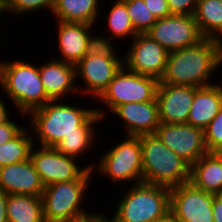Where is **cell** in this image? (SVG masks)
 I'll return each instance as SVG.
<instances>
[{
	"label": "cell",
	"instance_id": "8fae6325",
	"mask_svg": "<svg viewBox=\"0 0 222 222\" xmlns=\"http://www.w3.org/2000/svg\"><path fill=\"white\" fill-rule=\"evenodd\" d=\"M215 196L191 182L181 184L170 189V212L177 222H214L212 203Z\"/></svg>",
	"mask_w": 222,
	"mask_h": 222
},
{
	"label": "cell",
	"instance_id": "d4e9b609",
	"mask_svg": "<svg viewBox=\"0 0 222 222\" xmlns=\"http://www.w3.org/2000/svg\"><path fill=\"white\" fill-rule=\"evenodd\" d=\"M26 129L23 128L13 139L0 145V167L30 159L32 148L36 143Z\"/></svg>",
	"mask_w": 222,
	"mask_h": 222
},
{
	"label": "cell",
	"instance_id": "e575fe53",
	"mask_svg": "<svg viewBox=\"0 0 222 222\" xmlns=\"http://www.w3.org/2000/svg\"><path fill=\"white\" fill-rule=\"evenodd\" d=\"M212 216L214 222H222V194L216 195L213 200Z\"/></svg>",
	"mask_w": 222,
	"mask_h": 222
},
{
	"label": "cell",
	"instance_id": "83f0119b",
	"mask_svg": "<svg viewBox=\"0 0 222 222\" xmlns=\"http://www.w3.org/2000/svg\"><path fill=\"white\" fill-rule=\"evenodd\" d=\"M126 9L134 29L138 33H146L157 18L149 11L144 0H126Z\"/></svg>",
	"mask_w": 222,
	"mask_h": 222
},
{
	"label": "cell",
	"instance_id": "5b68a950",
	"mask_svg": "<svg viewBox=\"0 0 222 222\" xmlns=\"http://www.w3.org/2000/svg\"><path fill=\"white\" fill-rule=\"evenodd\" d=\"M128 188L122 190L112 222H152L170 212V188L143 182Z\"/></svg>",
	"mask_w": 222,
	"mask_h": 222
},
{
	"label": "cell",
	"instance_id": "f1b7e54d",
	"mask_svg": "<svg viewBox=\"0 0 222 222\" xmlns=\"http://www.w3.org/2000/svg\"><path fill=\"white\" fill-rule=\"evenodd\" d=\"M55 4L56 0H5V12L19 16L46 8L52 13Z\"/></svg>",
	"mask_w": 222,
	"mask_h": 222
},
{
	"label": "cell",
	"instance_id": "8d00e7d4",
	"mask_svg": "<svg viewBox=\"0 0 222 222\" xmlns=\"http://www.w3.org/2000/svg\"><path fill=\"white\" fill-rule=\"evenodd\" d=\"M7 105H5L4 100L2 101V98L0 99V125L6 123L10 118H9V111L10 109H7Z\"/></svg>",
	"mask_w": 222,
	"mask_h": 222
},
{
	"label": "cell",
	"instance_id": "ffe728a7",
	"mask_svg": "<svg viewBox=\"0 0 222 222\" xmlns=\"http://www.w3.org/2000/svg\"><path fill=\"white\" fill-rule=\"evenodd\" d=\"M222 106V85L217 82L204 87H194V100L187 124L205 129Z\"/></svg>",
	"mask_w": 222,
	"mask_h": 222
},
{
	"label": "cell",
	"instance_id": "7402d4cb",
	"mask_svg": "<svg viewBox=\"0 0 222 222\" xmlns=\"http://www.w3.org/2000/svg\"><path fill=\"white\" fill-rule=\"evenodd\" d=\"M99 0H56L53 16L57 21L96 23L99 14Z\"/></svg>",
	"mask_w": 222,
	"mask_h": 222
},
{
	"label": "cell",
	"instance_id": "74e56055",
	"mask_svg": "<svg viewBox=\"0 0 222 222\" xmlns=\"http://www.w3.org/2000/svg\"><path fill=\"white\" fill-rule=\"evenodd\" d=\"M80 222H108V217H105V215L100 213H96L93 217Z\"/></svg>",
	"mask_w": 222,
	"mask_h": 222
},
{
	"label": "cell",
	"instance_id": "d6a6232c",
	"mask_svg": "<svg viewBox=\"0 0 222 222\" xmlns=\"http://www.w3.org/2000/svg\"><path fill=\"white\" fill-rule=\"evenodd\" d=\"M144 2L157 19L172 15L167 0H144Z\"/></svg>",
	"mask_w": 222,
	"mask_h": 222
},
{
	"label": "cell",
	"instance_id": "ba28073f",
	"mask_svg": "<svg viewBox=\"0 0 222 222\" xmlns=\"http://www.w3.org/2000/svg\"><path fill=\"white\" fill-rule=\"evenodd\" d=\"M121 143L103 154L98 162V174L118 182H143V162L140 136H126Z\"/></svg>",
	"mask_w": 222,
	"mask_h": 222
},
{
	"label": "cell",
	"instance_id": "4fadbf2b",
	"mask_svg": "<svg viewBox=\"0 0 222 222\" xmlns=\"http://www.w3.org/2000/svg\"><path fill=\"white\" fill-rule=\"evenodd\" d=\"M131 40V46L128 45L130 48L124 56V65L135 73L160 81L169 52L146 33H138Z\"/></svg>",
	"mask_w": 222,
	"mask_h": 222
},
{
	"label": "cell",
	"instance_id": "d6986e66",
	"mask_svg": "<svg viewBox=\"0 0 222 222\" xmlns=\"http://www.w3.org/2000/svg\"><path fill=\"white\" fill-rule=\"evenodd\" d=\"M57 38L61 58L57 59L76 65L87 51V42L93 25L75 22H57Z\"/></svg>",
	"mask_w": 222,
	"mask_h": 222
},
{
	"label": "cell",
	"instance_id": "6da1fadb",
	"mask_svg": "<svg viewBox=\"0 0 222 222\" xmlns=\"http://www.w3.org/2000/svg\"><path fill=\"white\" fill-rule=\"evenodd\" d=\"M63 101L51 100L27 115L31 119L29 124H32L28 130H32L34 142L37 140L40 146L55 147L64 136L85 134L106 117L101 109H87Z\"/></svg>",
	"mask_w": 222,
	"mask_h": 222
},
{
	"label": "cell",
	"instance_id": "484cf974",
	"mask_svg": "<svg viewBox=\"0 0 222 222\" xmlns=\"http://www.w3.org/2000/svg\"><path fill=\"white\" fill-rule=\"evenodd\" d=\"M108 13V28L112 39L134 38L138 32L134 29L126 9V4L123 1L116 0L112 3Z\"/></svg>",
	"mask_w": 222,
	"mask_h": 222
},
{
	"label": "cell",
	"instance_id": "e0dca14e",
	"mask_svg": "<svg viewBox=\"0 0 222 222\" xmlns=\"http://www.w3.org/2000/svg\"><path fill=\"white\" fill-rule=\"evenodd\" d=\"M44 188L30 159L0 167V190L7 195L42 196Z\"/></svg>",
	"mask_w": 222,
	"mask_h": 222
},
{
	"label": "cell",
	"instance_id": "7a4b0ae2",
	"mask_svg": "<svg viewBox=\"0 0 222 222\" xmlns=\"http://www.w3.org/2000/svg\"><path fill=\"white\" fill-rule=\"evenodd\" d=\"M222 64V41L204 38L199 43L168 53L165 72L159 84L192 86L214 84L211 75Z\"/></svg>",
	"mask_w": 222,
	"mask_h": 222
},
{
	"label": "cell",
	"instance_id": "ac0fdd59",
	"mask_svg": "<svg viewBox=\"0 0 222 222\" xmlns=\"http://www.w3.org/2000/svg\"><path fill=\"white\" fill-rule=\"evenodd\" d=\"M40 79L47 96L51 100H62L64 96L78 93L76 66L67 62L52 59L39 67Z\"/></svg>",
	"mask_w": 222,
	"mask_h": 222
},
{
	"label": "cell",
	"instance_id": "1f68e13d",
	"mask_svg": "<svg viewBox=\"0 0 222 222\" xmlns=\"http://www.w3.org/2000/svg\"><path fill=\"white\" fill-rule=\"evenodd\" d=\"M171 14L194 15L198 0H167Z\"/></svg>",
	"mask_w": 222,
	"mask_h": 222
},
{
	"label": "cell",
	"instance_id": "9a60e30c",
	"mask_svg": "<svg viewBox=\"0 0 222 222\" xmlns=\"http://www.w3.org/2000/svg\"><path fill=\"white\" fill-rule=\"evenodd\" d=\"M156 100L160 123H187L194 100V87L159 84Z\"/></svg>",
	"mask_w": 222,
	"mask_h": 222
},
{
	"label": "cell",
	"instance_id": "9c48e42d",
	"mask_svg": "<svg viewBox=\"0 0 222 222\" xmlns=\"http://www.w3.org/2000/svg\"><path fill=\"white\" fill-rule=\"evenodd\" d=\"M37 150V151H36ZM32 148L30 160L44 186L72 180H91L96 166L79 168L76 158L60 153L55 147Z\"/></svg>",
	"mask_w": 222,
	"mask_h": 222
},
{
	"label": "cell",
	"instance_id": "d590c367",
	"mask_svg": "<svg viewBox=\"0 0 222 222\" xmlns=\"http://www.w3.org/2000/svg\"><path fill=\"white\" fill-rule=\"evenodd\" d=\"M7 194L0 190V222H8L6 212Z\"/></svg>",
	"mask_w": 222,
	"mask_h": 222
},
{
	"label": "cell",
	"instance_id": "30bf717a",
	"mask_svg": "<svg viewBox=\"0 0 222 222\" xmlns=\"http://www.w3.org/2000/svg\"><path fill=\"white\" fill-rule=\"evenodd\" d=\"M146 34L168 52L193 46L205 38L199 30L194 15L180 14L157 19Z\"/></svg>",
	"mask_w": 222,
	"mask_h": 222
},
{
	"label": "cell",
	"instance_id": "7c38bea8",
	"mask_svg": "<svg viewBox=\"0 0 222 222\" xmlns=\"http://www.w3.org/2000/svg\"><path fill=\"white\" fill-rule=\"evenodd\" d=\"M155 135L190 166L208 153L202 128L187 123H160Z\"/></svg>",
	"mask_w": 222,
	"mask_h": 222
},
{
	"label": "cell",
	"instance_id": "277c9868",
	"mask_svg": "<svg viewBox=\"0 0 222 222\" xmlns=\"http://www.w3.org/2000/svg\"><path fill=\"white\" fill-rule=\"evenodd\" d=\"M143 183L173 188L190 182L191 166L155 135H141Z\"/></svg>",
	"mask_w": 222,
	"mask_h": 222
},
{
	"label": "cell",
	"instance_id": "603a6c76",
	"mask_svg": "<svg viewBox=\"0 0 222 222\" xmlns=\"http://www.w3.org/2000/svg\"><path fill=\"white\" fill-rule=\"evenodd\" d=\"M8 222H45L41 196L7 195Z\"/></svg>",
	"mask_w": 222,
	"mask_h": 222
},
{
	"label": "cell",
	"instance_id": "8992f818",
	"mask_svg": "<svg viewBox=\"0 0 222 222\" xmlns=\"http://www.w3.org/2000/svg\"><path fill=\"white\" fill-rule=\"evenodd\" d=\"M91 180H72L47 185L42 193L45 222H80L93 217L82 207Z\"/></svg>",
	"mask_w": 222,
	"mask_h": 222
},
{
	"label": "cell",
	"instance_id": "44dd1931",
	"mask_svg": "<svg viewBox=\"0 0 222 222\" xmlns=\"http://www.w3.org/2000/svg\"><path fill=\"white\" fill-rule=\"evenodd\" d=\"M190 182L207 193L222 194V156L208 152L199 158L191 166Z\"/></svg>",
	"mask_w": 222,
	"mask_h": 222
},
{
	"label": "cell",
	"instance_id": "52a82bcc",
	"mask_svg": "<svg viewBox=\"0 0 222 222\" xmlns=\"http://www.w3.org/2000/svg\"><path fill=\"white\" fill-rule=\"evenodd\" d=\"M159 82L154 77L135 73L123 65L97 100H101L109 112L126 103L154 101Z\"/></svg>",
	"mask_w": 222,
	"mask_h": 222
},
{
	"label": "cell",
	"instance_id": "836d02e7",
	"mask_svg": "<svg viewBox=\"0 0 222 222\" xmlns=\"http://www.w3.org/2000/svg\"><path fill=\"white\" fill-rule=\"evenodd\" d=\"M22 129L23 127L19 126L12 119L0 125V145L13 139Z\"/></svg>",
	"mask_w": 222,
	"mask_h": 222
},
{
	"label": "cell",
	"instance_id": "ab89813d",
	"mask_svg": "<svg viewBox=\"0 0 222 222\" xmlns=\"http://www.w3.org/2000/svg\"><path fill=\"white\" fill-rule=\"evenodd\" d=\"M5 12V0H0V15Z\"/></svg>",
	"mask_w": 222,
	"mask_h": 222
},
{
	"label": "cell",
	"instance_id": "f35d334b",
	"mask_svg": "<svg viewBox=\"0 0 222 222\" xmlns=\"http://www.w3.org/2000/svg\"><path fill=\"white\" fill-rule=\"evenodd\" d=\"M152 222H177L171 212H169L167 215L163 216L162 218H159L157 220H154Z\"/></svg>",
	"mask_w": 222,
	"mask_h": 222
},
{
	"label": "cell",
	"instance_id": "cb8c5ba5",
	"mask_svg": "<svg viewBox=\"0 0 222 222\" xmlns=\"http://www.w3.org/2000/svg\"><path fill=\"white\" fill-rule=\"evenodd\" d=\"M194 17L205 38L222 41V0L198 1Z\"/></svg>",
	"mask_w": 222,
	"mask_h": 222
},
{
	"label": "cell",
	"instance_id": "4dcf8cb0",
	"mask_svg": "<svg viewBox=\"0 0 222 222\" xmlns=\"http://www.w3.org/2000/svg\"><path fill=\"white\" fill-rule=\"evenodd\" d=\"M111 37L90 35L87 42L86 55H99L101 57H120L118 53L116 55L115 48Z\"/></svg>",
	"mask_w": 222,
	"mask_h": 222
},
{
	"label": "cell",
	"instance_id": "5bb4252c",
	"mask_svg": "<svg viewBox=\"0 0 222 222\" xmlns=\"http://www.w3.org/2000/svg\"><path fill=\"white\" fill-rule=\"evenodd\" d=\"M124 65V59L120 57H101L99 55H85L76 66V79L81 78L84 84L81 88L77 85L78 93H84L97 99L116 73ZM79 86V87H78ZM83 88V89H82ZM81 90V91H79Z\"/></svg>",
	"mask_w": 222,
	"mask_h": 222
},
{
	"label": "cell",
	"instance_id": "f546056e",
	"mask_svg": "<svg viewBox=\"0 0 222 222\" xmlns=\"http://www.w3.org/2000/svg\"><path fill=\"white\" fill-rule=\"evenodd\" d=\"M204 135L208 152L222 150V106L215 118L204 129Z\"/></svg>",
	"mask_w": 222,
	"mask_h": 222
},
{
	"label": "cell",
	"instance_id": "2e32d148",
	"mask_svg": "<svg viewBox=\"0 0 222 222\" xmlns=\"http://www.w3.org/2000/svg\"><path fill=\"white\" fill-rule=\"evenodd\" d=\"M113 114L124 123L126 136L155 134L160 125L156 99L154 101L122 104L113 111Z\"/></svg>",
	"mask_w": 222,
	"mask_h": 222
},
{
	"label": "cell",
	"instance_id": "4316f807",
	"mask_svg": "<svg viewBox=\"0 0 222 222\" xmlns=\"http://www.w3.org/2000/svg\"><path fill=\"white\" fill-rule=\"evenodd\" d=\"M94 128L93 125L85 134L64 136L55 148L63 155L71 156L78 160V157L84 154L86 150H90L93 143H95L94 139L96 138V131Z\"/></svg>",
	"mask_w": 222,
	"mask_h": 222
},
{
	"label": "cell",
	"instance_id": "3957f363",
	"mask_svg": "<svg viewBox=\"0 0 222 222\" xmlns=\"http://www.w3.org/2000/svg\"><path fill=\"white\" fill-rule=\"evenodd\" d=\"M39 66L19 59L0 62V88L20 115L26 116L51 101L40 79Z\"/></svg>",
	"mask_w": 222,
	"mask_h": 222
}]
</instances>
